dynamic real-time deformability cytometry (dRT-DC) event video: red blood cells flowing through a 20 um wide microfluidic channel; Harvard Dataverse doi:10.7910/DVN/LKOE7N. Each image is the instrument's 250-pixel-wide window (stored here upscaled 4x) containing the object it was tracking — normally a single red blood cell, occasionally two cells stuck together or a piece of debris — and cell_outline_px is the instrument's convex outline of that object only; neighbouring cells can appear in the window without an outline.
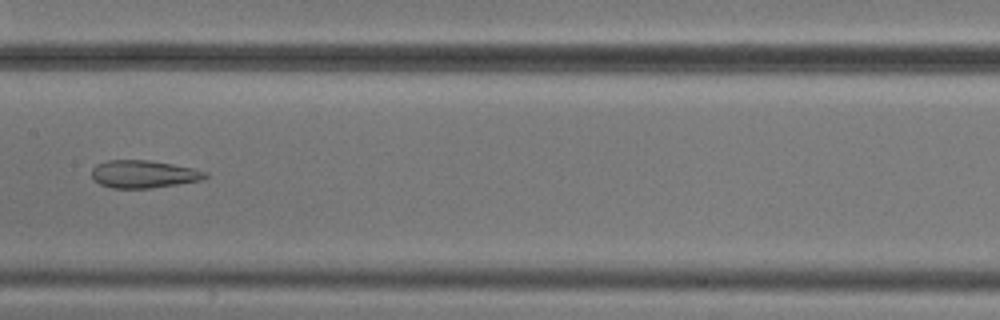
{"species": "common noctule bat (a hibernating species)", "species_latin": "Nyctalus noctula", "temperature_condition": "cold", "stored_images_in_passage": 7, "camera_frame_rate_fps": 3000, "um_per_image_px": 0.085, "animal": {"sex": "male", "body_mass_g": 20.5, "forearm_length_mm": 52.5}, "frame": {"image": 1, "passage_image": 7, "time_ms": 7.667, "image_size_px": [1000, 320], "cell_outline_px": [[208, 176], [204, 180], [152, 188], [112, 188], [100, 184], [92, 180], [92, 168], [96, 164], [108, 160], [148, 160], [172, 164], [192, 168], [208, 172]], "centroid_in_image_um": [12.21, 14.8], "position_along_channel_um": 195.2, "area_um2": 18.44}}